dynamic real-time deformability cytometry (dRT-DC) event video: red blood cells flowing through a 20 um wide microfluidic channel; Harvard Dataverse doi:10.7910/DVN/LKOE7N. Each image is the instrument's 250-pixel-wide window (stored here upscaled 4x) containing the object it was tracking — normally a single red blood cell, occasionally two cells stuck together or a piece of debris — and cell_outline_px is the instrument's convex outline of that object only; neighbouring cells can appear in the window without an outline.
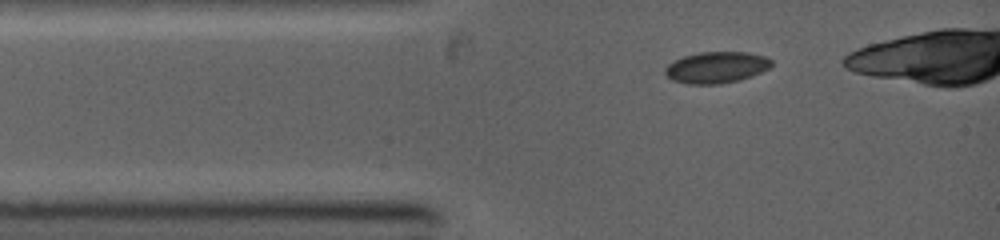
{"species": "common noctule bat (a hibernating species)", "species_latin": "Nyctalus noctula", "temperature_condition": "warm", "stored_images_in_passage": 12, "camera_frame_rate_fps": 5000, "um_per_image_px": 0.085, "animal": {"sex": "female", "body_mass_g": 19.0, "forearm_length_mm": 53.3}, "frame": {"image": 1, "passage_image": 1, "time_ms": 0.0, "image_size_px": [1000, 240], "cell_outline_px": [[772, 64], [768, 68], [752, 76], [740, 80], [720, 84], [688, 84], [672, 80], [664, 72], [664, 68], [668, 64], [684, 56], [700, 52], [748, 52], [764, 56], [772, 60]], "centroid_in_image_um": [60.89, 5.73], "position_along_channel_um": 24.1, "area_um2": 19.42}}
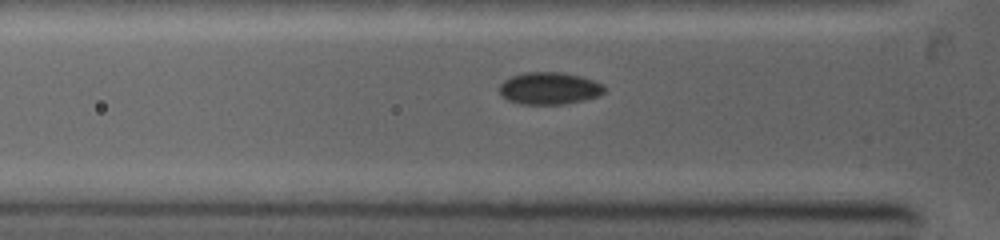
{"frame": {"image": 2, "passage_image": 9, "time_ms": 1.6, "image_size_px": [1000, 240], "cell_outline_px": [[604, 92], [600, 96], [564, 104], [520, 104], [508, 100], [500, 92], [500, 84], [504, 80], [512, 76], [524, 72], [564, 72], [580, 76], [604, 84]], "centroid_in_image_um": [46.7, 7.5], "position_along_channel_um": 79.1, "area_um2": 19.65}}
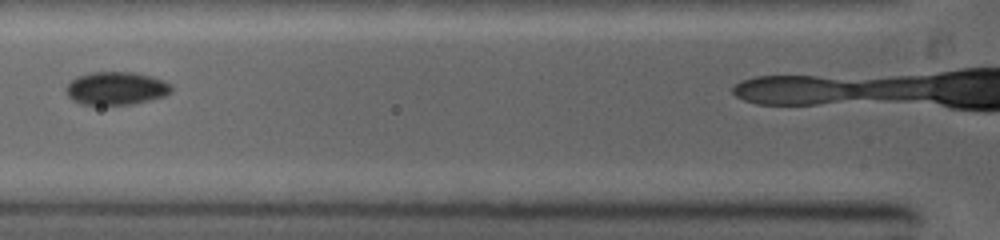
{"frame": {"image": 3, "passage_image": 11, "time_ms": 2.4, "image_size_px": [1000, 240], "cell_outline_px": [[172, 88], [164, 96], [132, 104], [80, 104], [72, 100], [68, 96], [64, 88], [76, 76], [92, 72], [132, 72], [152, 76], [164, 80], [172, 84]], "centroid_in_image_um": [9.85, 7.49], "position_along_channel_um": 116.0, "area_um2": 20.23}}